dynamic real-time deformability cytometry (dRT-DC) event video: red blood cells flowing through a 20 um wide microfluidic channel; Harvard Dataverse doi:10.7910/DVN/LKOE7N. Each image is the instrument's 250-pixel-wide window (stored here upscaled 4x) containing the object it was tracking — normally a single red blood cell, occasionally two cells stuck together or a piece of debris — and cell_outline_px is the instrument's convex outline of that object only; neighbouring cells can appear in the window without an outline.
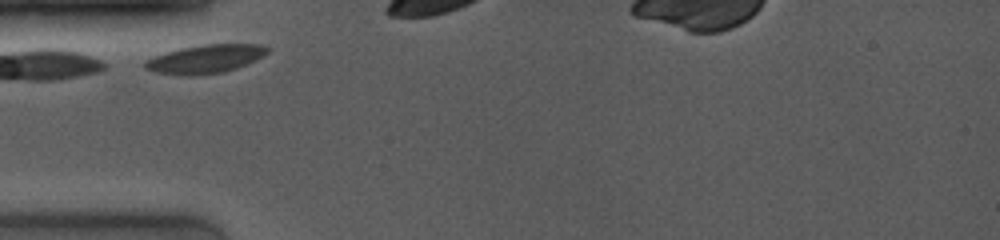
{"species": "common noctule bat (a hibernating species)", "species_latin": "Nyctalus noctula", "temperature_condition": "room temperature", "stored_images_in_passage": 9, "camera_frame_rate_fps": 4000, "um_per_image_px": 0.085, "animal": {"sex": "female", "body_mass_g": 19.0, "forearm_length_mm": 53.3}, "frame": {"image": 1, "passage_image": 1, "time_ms": 0.0, "image_size_px": [1000, 240], "cell_outline_px": [[272, 48], [268, 52], [236, 68], [224, 72], [156, 72], [144, 68], [144, 60], [180, 48], [204, 44], [264, 44]], "centroid_in_image_um": [17.52, 4.94], "position_along_channel_um": 67.5, "area_um2": 19.07}}